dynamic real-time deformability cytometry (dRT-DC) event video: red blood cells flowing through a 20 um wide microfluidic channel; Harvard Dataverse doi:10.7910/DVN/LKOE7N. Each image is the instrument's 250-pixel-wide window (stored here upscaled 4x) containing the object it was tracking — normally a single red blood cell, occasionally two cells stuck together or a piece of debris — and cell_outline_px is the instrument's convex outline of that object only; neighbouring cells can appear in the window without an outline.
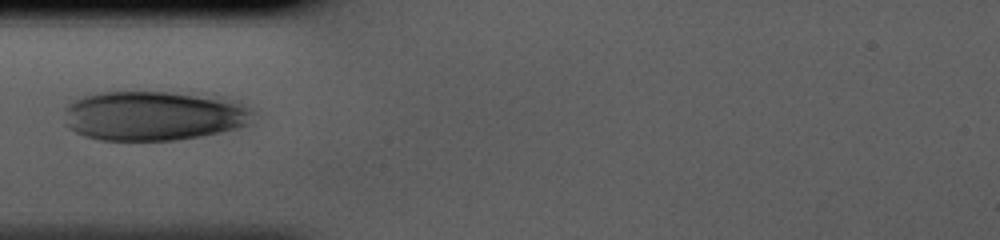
{"species": "human", "species_latin": "Homo sapiens", "temperature_condition": "cold", "stored_images_in_passage": 21, "camera_frame_rate_fps": 3000, "um_per_image_px": 0.085, "donor": {"sex": "male"}, "frame": {"image": 1, "passage_image": 1, "time_ms": 0.0, "image_size_px": [1000, 240], "cell_outline_px": [[252, 112], [248, 124], [236, 128], [220, 132], [200, 136], [176, 140], [100, 140], [84, 136], [68, 128], [64, 108], [72, 100], [84, 96], [100, 92], [168, 92], [236, 100], [248, 108]], "centroid_in_image_um": [13.0, 9.84], "position_along_channel_um": 72.0, "area_um2": 54.22}}